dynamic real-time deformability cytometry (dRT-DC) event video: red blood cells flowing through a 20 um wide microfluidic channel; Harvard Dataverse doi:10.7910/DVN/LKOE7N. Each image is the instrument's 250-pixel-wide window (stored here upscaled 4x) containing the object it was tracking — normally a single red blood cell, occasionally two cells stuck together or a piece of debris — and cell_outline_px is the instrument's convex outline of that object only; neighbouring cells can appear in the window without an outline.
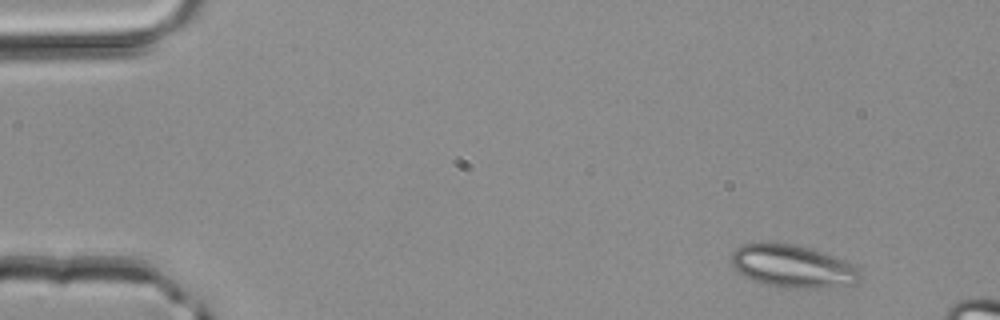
{"species": "common noctule bat (a hibernating species)", "species_latin": "Nyctalus noctula", "temperature_condition": "room temperature", "stored_images_in_passage": 3, "camera_frame_rate_fps": 3000, "um_per_image_px": 0.085, "animal": {"sex": "male", "body_mass_g": 20.4}, "frame": {"image": 1, "passage_image": 1, "time_ms": 0.0, "image_size_px": [1000, 320], "cell_outline_px": [[864, 276], [856, 284], [828, 288], [784, 288], [764, 284], [740, 272], [732, 264], [732, 252], [736, 248], [744, 244], [796, 244], [856, 264]], "centroid_in_image_um": [67.5, 22.67], "position_along_channel_um": 17.5, "area_um2": 31.79}}